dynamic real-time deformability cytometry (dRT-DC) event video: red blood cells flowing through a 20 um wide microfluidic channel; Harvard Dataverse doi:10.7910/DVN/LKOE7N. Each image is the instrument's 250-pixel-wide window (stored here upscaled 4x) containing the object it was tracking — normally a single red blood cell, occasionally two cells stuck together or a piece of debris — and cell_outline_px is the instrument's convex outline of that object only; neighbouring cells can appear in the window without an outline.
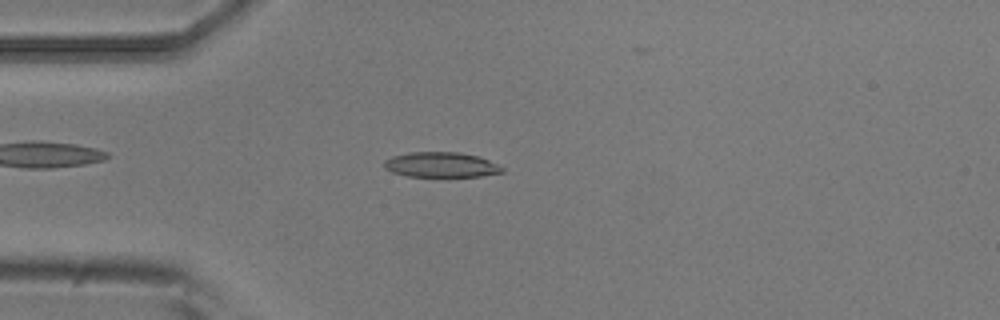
{"species": "common noctule bat (a hibernating species)", "species_latin": "Nyctalus noctula", "temperature_condition": "room temperature", "stored_images_in_passage": 3, "camera_frame_rate_fps": 3000, "um_per_image_px": 0.085, "animal": {"sex": "male", "body_mass_g": 20.5, "forearm_length_mm": 52.5}, "frame": {"image": 1, "passage_image": 3, "time_ms": 0.667, "image_size_px": [1000, 320], "cell_outline_px": [[504, 172], [480, 176], [408, 176], [392, 172], [384, 168], [384, 160], [392, 156], [408, 152], [460, 152], [480, 156], [504, 168]], "centroid_in_image_um": [37.48, 13.99], "position_along_channel_um": 47.5, "area_um2": 17.28}}